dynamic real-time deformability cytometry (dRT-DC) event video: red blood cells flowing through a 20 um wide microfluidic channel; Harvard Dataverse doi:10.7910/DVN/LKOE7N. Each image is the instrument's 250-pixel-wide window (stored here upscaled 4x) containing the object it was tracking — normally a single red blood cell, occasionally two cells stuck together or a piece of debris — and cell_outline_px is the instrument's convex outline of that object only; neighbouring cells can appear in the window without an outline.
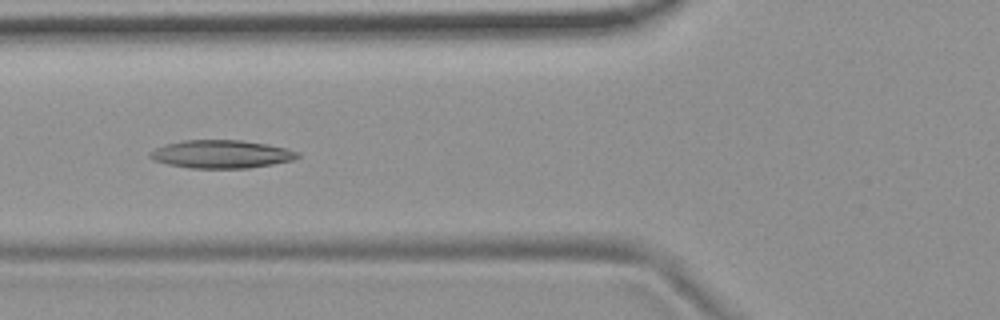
{"species": "common noctule bat (a hibernating species)", "species_latin": "Nyctalus noctula", "temperature_condition": "room temperature", "stored_images_in_passage": 28, "camera_frame_rate_fps": 3000, "um_per_image_px": 0.085, "animal": {"sex": "female", "body_mass_g": 19.9}, "frame": {"image": 1, "passage_image": 9, "time_ms": 2.667, "image_size_px": [1000, 320], "cell_outline_px": [[300, 156], [292, 160], [272, 164], [248, 168], [188, 168], [168, 164], [156, 160], [148, 156], [148, 152], [156, 148], [168, 144], [184, 140], [240, 140], [268, 144], [300, 152]], "centroid_in_image_um": [18.82, 13.1], "position_along_channel_um": 107.0, "area_um2": 23.99}}
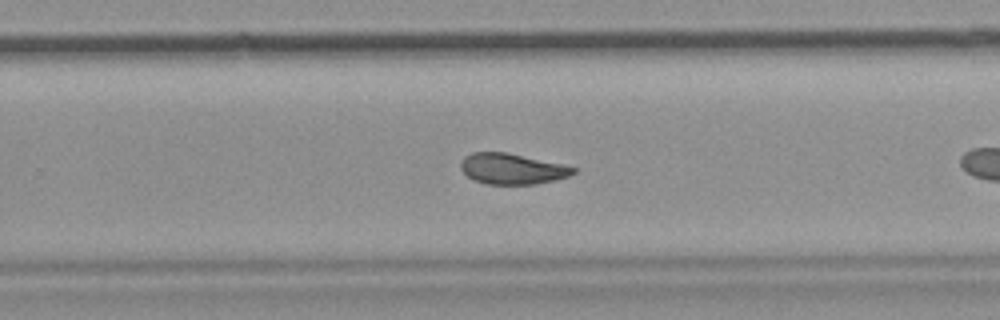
{"frame": {"image": 2, "passage_image": 20, "time_ms": 6.333, "image_size_px": [1000, 320], "cell_outline_px": [[576, 172], [568, 176], [556, 180], [536, 184], [488, 184], [476, 180], [468, 176], [460, 168], [460, 160], [464, 156], [472, 152], [508, 152], [560, 164], [576, 168]], "centroid_in_image_um": [43.5, 14.34], "position_along_channel_um": 286.3, "area_um2": 20.06}}